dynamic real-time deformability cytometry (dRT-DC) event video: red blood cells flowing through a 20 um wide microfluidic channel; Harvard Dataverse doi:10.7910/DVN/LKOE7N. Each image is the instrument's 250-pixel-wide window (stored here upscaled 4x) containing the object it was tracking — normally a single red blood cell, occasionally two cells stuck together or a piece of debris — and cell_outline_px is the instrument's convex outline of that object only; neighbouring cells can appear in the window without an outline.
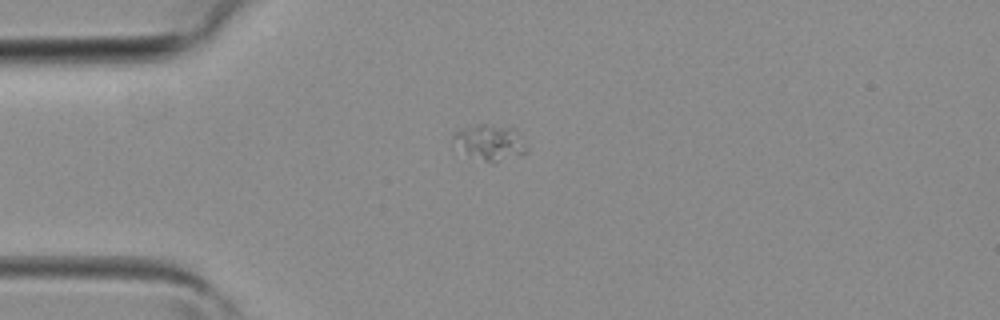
{"species": "common noctule bat (a hibernating species)", "species_latin": "Nyctalus noctula", "temperature_condition": "room temperature", "stored_images_in_passage": 2, "camera_frame_rate_fps": 3000, "um_per_image_px": 0.085, "animal": {"sex": "female", "body_mass_g": 19.3, "forearm_length_mm": 54.1}, "frame": {"image": 1, "passage_image": 1, "time_ms": 0.0, "image_size_px": [1000, 320], "cell_outline_px": [[528, 152], [520, 156], [496, 164], [492, 164], [468, 152], [452, 136], [456, 132], [476, 124], [484, 124], [508, 128], [528, 148]], "centroid_in_image_um": [41.73, 12.15], "position_along_channel_um": 43.3, "area_um2": 14.1}}